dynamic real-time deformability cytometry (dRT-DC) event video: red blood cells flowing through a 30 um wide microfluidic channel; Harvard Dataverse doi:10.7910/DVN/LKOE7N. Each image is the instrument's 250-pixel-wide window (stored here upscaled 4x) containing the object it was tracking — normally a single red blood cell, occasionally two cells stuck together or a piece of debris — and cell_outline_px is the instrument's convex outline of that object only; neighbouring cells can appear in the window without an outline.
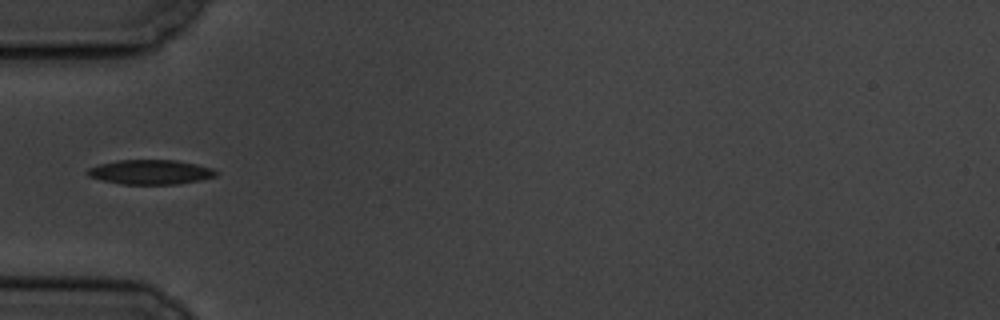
{"species": "common noctule bat (a hibernating species)", "species_latin": "Nyctalus noctula", "temperature_condition": "cold", "stored_images_in_passage": 11, "camera_frame_rate_fps": 3000, "um_per_image_px": 0.085, "animal": {"sex": "male", "body_mass_g": 19.5, "forearm_length_mm": 54.6}, "frame": {"image": 1, "passage_image": 5, "time_ms": 5.333, "image_size_px": [1000, 320], "cell_outline_px": [[220, 172], [216, 176], [200, 180], [180, 184], [120, 184], [88, 176], [84, 172], [88, 168], [100, 164], [116, 160], [176, 160], [196, 164], [212, 168]], "centroid_in_image_um": [12.8, 14.62], "position_along_channel_um": 72.2, "area_um2": 18.5}}
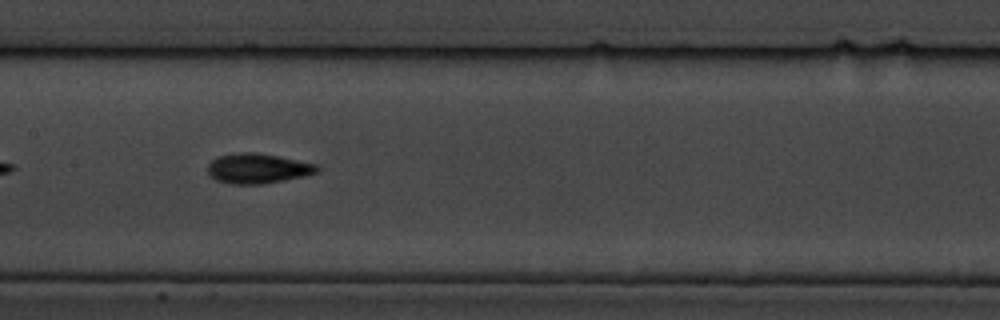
{"frame": {"image": 2, "passage_image": 8, "time_ms": 8.667, "image_size_px": [1000, 320], "cell_outline_px": [[320, 168], [316, 172], [304, 176], [264, 184], [232, 184], [216, 180], [208, 172], [208, 164], [216, 156], [240, 152], [256, 152], [316, 164]], "centroid_in_image_um": [21.88, 14.32], "position_along_channel_um": 185.5, "area_um2": 18.96}}
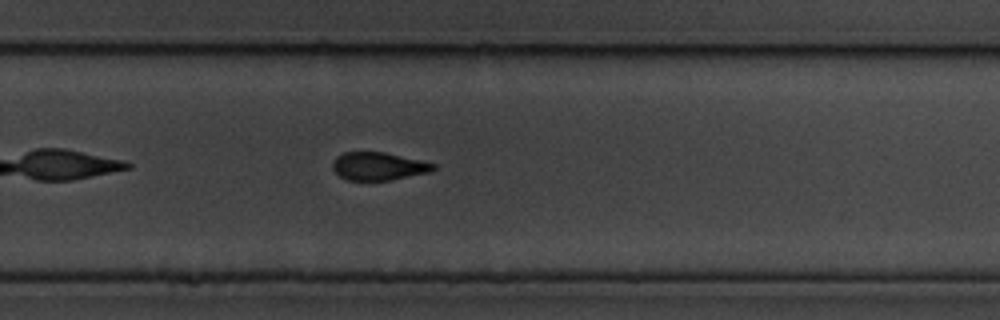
{"frame": {"image": 3, "passage_image": 11, "time_ms": 12.0, "image_size_px": [1000, 320], "cell_outline_px": [[436, 168], [432, 172], [392, 180], [348, 180], [340, 176], [332, 168], [332, 164], [336, 156], [344, 152], [384, 152], [420, 160], [436, 164]], "centroid_in_image_um": [32.19, 14.13], "position_along_channel_um": 297.6, "area_um2": 16.47}}